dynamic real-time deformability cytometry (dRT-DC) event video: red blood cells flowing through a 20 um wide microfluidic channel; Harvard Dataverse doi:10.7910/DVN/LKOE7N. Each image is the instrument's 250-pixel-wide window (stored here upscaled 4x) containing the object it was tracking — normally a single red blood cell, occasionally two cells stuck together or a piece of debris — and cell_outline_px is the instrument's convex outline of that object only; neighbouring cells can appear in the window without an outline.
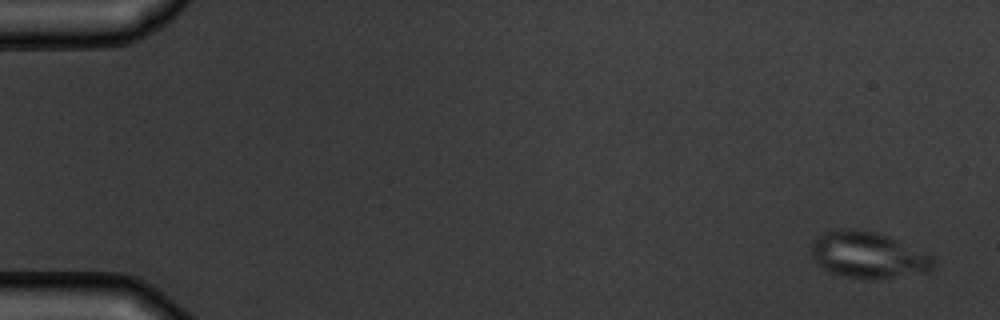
{"species": "common noctule bat (a hibernating species)", "species_latin": "Nyctalus noctula", "temperature_condition": "warm", "stored_images_in_passage": 5, "camera_frame_rate_fps": 3000, "um_per_image_px": 0.085, "animal": {"sex": "male", "body_mass_g": 19.5, "forearm_length_mm": 54.6}, "frame": {"image": 1, "passage_image": 1, "time_ms": 0.0, "image_size_px": [1000, 320], "cell_outline_px": [[936, 264], [932, 272], [872, 280], [844, 276], [832, 272], [824, 268], [812, 256], [812, 240], [820, 232], [832, 228], [848, 228], [876, 232], [888, 236], [932, 256], [936, 260]], "centroid_in_image_um": [73.8, 21.67], "position_along_channel_um": 11.2, "area_um2": 33.29}}